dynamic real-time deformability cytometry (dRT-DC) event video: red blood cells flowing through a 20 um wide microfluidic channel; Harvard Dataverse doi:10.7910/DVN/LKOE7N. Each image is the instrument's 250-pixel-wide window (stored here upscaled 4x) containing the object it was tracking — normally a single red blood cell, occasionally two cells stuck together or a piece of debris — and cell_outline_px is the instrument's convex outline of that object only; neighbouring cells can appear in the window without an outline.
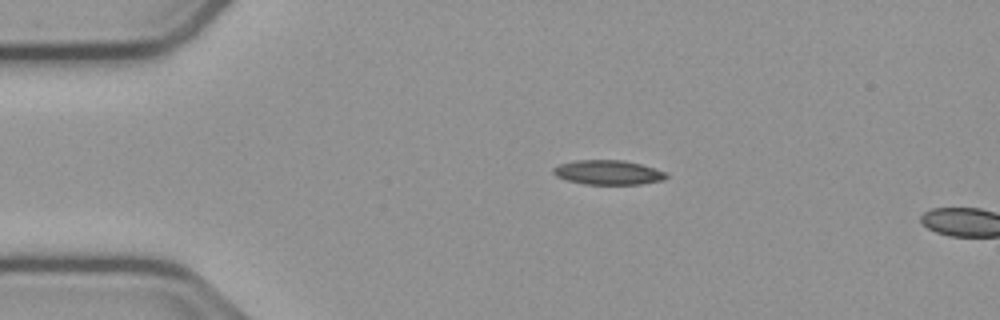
{"species": "common noctule bat (a hibernating species)", "species_latin": "Nyctalus noctula", "temperature_condition": "cold", "stored_images_in_passage": 13, "camera_frame_rate_fps": 3000, "um_per_image_px": 0.085, "animal": {"sex": "male", "body_mass_g": 23.1, "forearm_length_mm": 52.7}, "frame": {"image": 1, "passage_image": 10, "time_ms": 3.0, "image_size_px": [1000, 320], "cell_outline_px": [[668, 176], [664, 180], [640, 184], [584, 184], [568, 180], [556, 176], [552, 172], [552, 168], [560, 164], [576, 160], [624, 160], [640, 164], [668, 172]], "centroid_in_image_um": [51.71, 14.65], "position_along_channel_um": 33.3, "area_um2": 16.13}}